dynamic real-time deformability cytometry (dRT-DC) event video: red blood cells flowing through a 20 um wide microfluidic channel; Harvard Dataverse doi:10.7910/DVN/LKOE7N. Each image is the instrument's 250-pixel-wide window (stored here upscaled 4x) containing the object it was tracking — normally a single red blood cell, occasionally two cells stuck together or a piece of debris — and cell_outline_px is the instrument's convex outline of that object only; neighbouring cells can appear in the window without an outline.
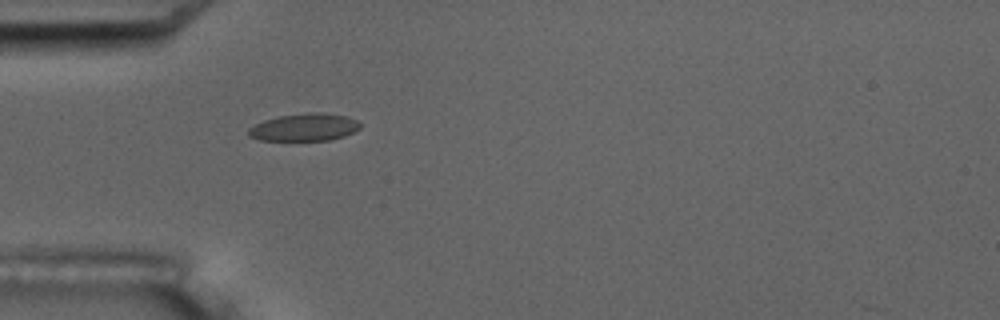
{"species": "common noctule bat (a hibernating species)", "species_latin": "Nyctalus noctula", "temperature_condition": "room temperature", "stored_images_in_passage": 1, "camera_frame_rate_fps": 3000, "um_per_image_px": 0.085, "animal": {"sex": "male", "body_mass_g": 17.5, "forearm_length_mm": 52.3}, "frame": {"image": 1, "passage_image": 1, "time_ms": 0.0, "image_size_px": [1000, 320], "cell_outline_px": [[360, 128], [344, 136], [328, 140], [260, 140], [248, 136], [248, 128], [264, 120], [276, 116], [308, 112], [324, 112], [344, 116], [356, 120], [360, 124]], "centroid_in_image_um": [25.84, 10.81], "position_along_channel_um": 59.2, "area_um2": 17.86}}